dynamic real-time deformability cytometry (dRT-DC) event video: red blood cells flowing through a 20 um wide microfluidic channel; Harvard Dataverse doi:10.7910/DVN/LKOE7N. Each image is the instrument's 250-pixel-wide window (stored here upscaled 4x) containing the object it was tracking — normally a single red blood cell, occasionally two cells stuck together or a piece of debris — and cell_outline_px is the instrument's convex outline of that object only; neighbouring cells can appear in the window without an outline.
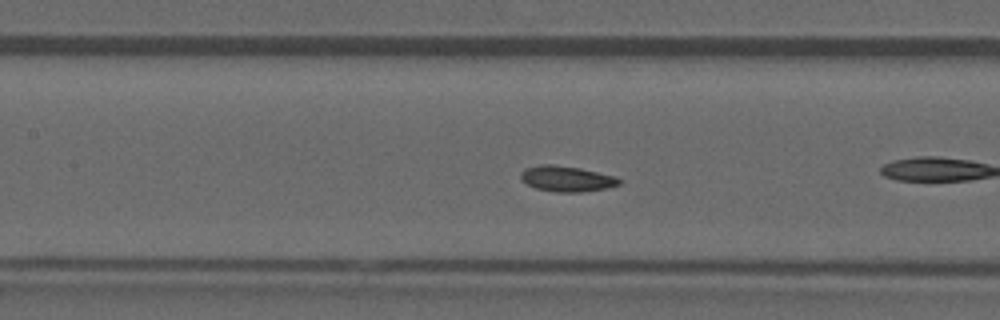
{"species": "common noctule bat (a hibernating species)", "species_latin": "Nyctalus noctula", "temperature_condition": "warm", "stored_images_in_passage": 19, "camera_frame_rate_fps": 3000, "um_per_image_px": 0.085, "animal": {"sex": "male", "forearm_length_mm": 52.5}, "frame": {"image": 1, "passage_image": 6, "time_ms": 1.667, "image_size_px": [1000, 320], "cell_outline_px": [[624, 180], [620, 184], [608, 188], [580, 192], [556, 192], [536, 188], [528, 184], [520, 176], [520, 172], [524, 168], [540, 164], [552, 164], [580, 168], [616, 176]], "centroid_in_image_um": [48.21, 15.18], "position_along_channel_um": 159.2, "area_um2": 14.8}}